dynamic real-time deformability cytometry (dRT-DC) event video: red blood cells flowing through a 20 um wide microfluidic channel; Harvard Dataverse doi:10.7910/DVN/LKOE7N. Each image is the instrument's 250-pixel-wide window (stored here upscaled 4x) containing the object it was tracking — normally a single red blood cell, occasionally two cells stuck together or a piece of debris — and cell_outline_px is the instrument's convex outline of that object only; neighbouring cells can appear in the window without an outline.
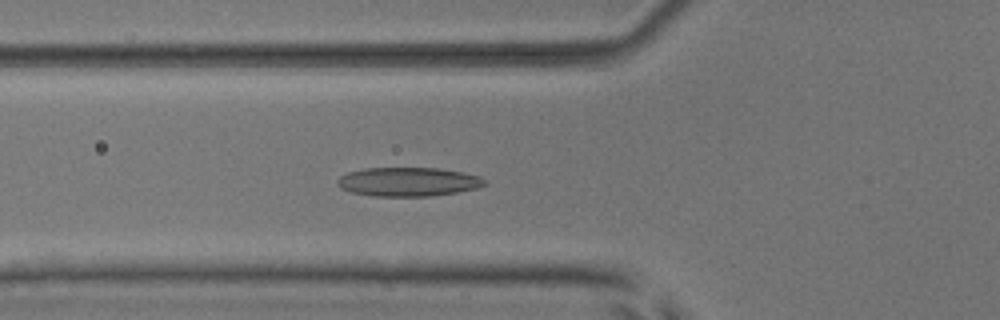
{"species": "common noctule bat (a hibernating species)", "species_latin": "Nyctalus noctula", "temperature_condition": "room temperature", "stored_images_in_passage": 38, "camera_frame_rate_fps": 3000, "um_per_image_px": 0.085, "animal": {"sex": "male", "body_mass_g": 17.9, "forearm_length_mm": 54.2}, "frame": {"image": 1, "passage_image": 4, "time_ms": 1.0, "image_size_px": [1000, 320], "cell_outline_px": [[488, 184], [476, 188], [456, 192], [432, 196], [372, 196], [352, 192], [340, 188], [336, 184], [336, 180], [340, 176], [348, 172], [364, 168], [440, 168], [464, 172], [480, 176], [488, 180]], "centroid_in_image_um": [34.71, 15.45], "position_along_channel_um": 91.1, "area_um2": 25.09}}
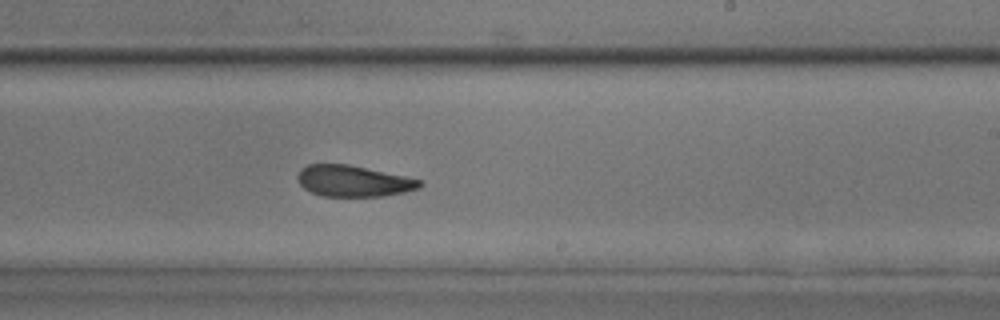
{"frame": {"image": 2, "passage_image": 17, "time_ms": 5.333, "image_size_px": [1000, 320], "cell_outline_px": [[424, 184], [420, 188], [404, 192], [384, 196], [320, 196], [304, 188], [300, 184], [296, 176], [300, 168], [308, 164], [348, 164], [424, 180]], "centroid_in_image_um": [30.05, 15.38], "position_along_channel_um": 259.0, "area_um2": 22.37}}
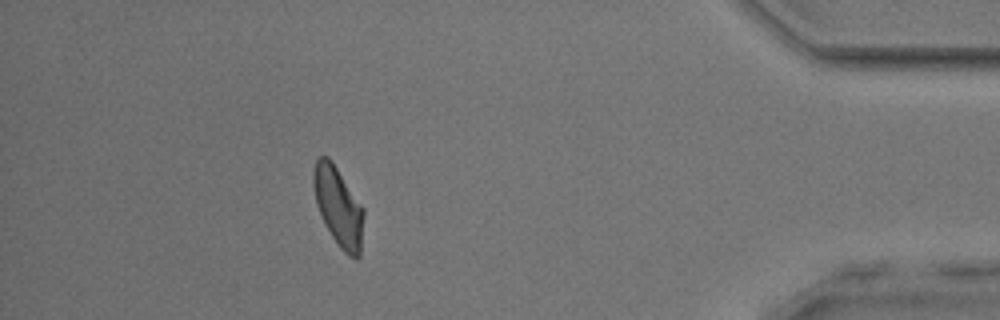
{"frame": {"image": 3, "passage_image": 32, "time_ms": 10.333, "image_size_px": [1000, 320], "cell_outline_px": [[364, 216], [360, 256], [356, 260], [348, 256], [340, 248], [324, 224], [316, 204], [312, 184], [312, 176], [316, 160], [320, 156], [328, 156], [332, 160], [364, 208]], "centroid_in_image_um": [28.76, 17.57], "position_along_channel_um": 406.4, "area_um2": 23.47}, "authors_computed_cell_mechanics": {"area_um2": 23.1489, "velocity_mm_per_s": 3.8903, "shape_relaxation_time_tau1_ms": 10.9967, "shape_relaxation_time_tau2_ms": 2.8798, "deformation_change_tau1": 0.2458, "deformation_change_tau2": 0.1168}}